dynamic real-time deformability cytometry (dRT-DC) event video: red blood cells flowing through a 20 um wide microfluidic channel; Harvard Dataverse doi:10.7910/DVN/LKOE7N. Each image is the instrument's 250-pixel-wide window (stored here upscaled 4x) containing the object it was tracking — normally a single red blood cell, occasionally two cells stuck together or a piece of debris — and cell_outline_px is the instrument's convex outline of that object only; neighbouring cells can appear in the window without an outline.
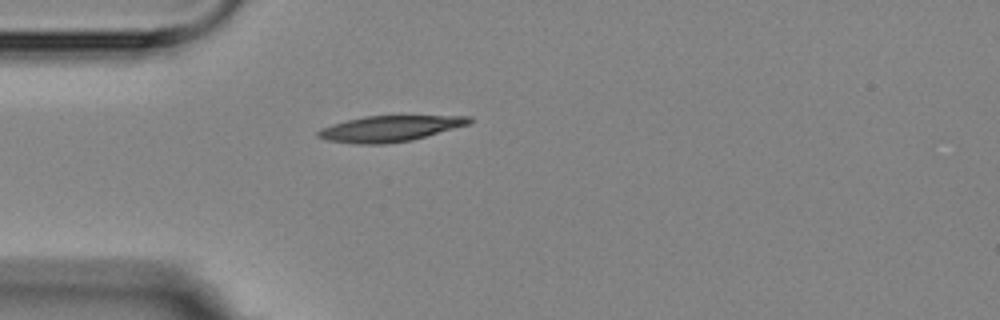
{"species": "Egyptian fruit bat (a non-hibernating species)", "species_latin": "Rousettus aegyptiacus", "temperature_condition": "room temperature", "stored_images_in_passage": 1, "camera_frame_rate_fps": 3000, "um_per_image_px": 0.085, "animal": {"sex": "female"}, "frame": {"image": 1, "passage_image": 1, "time_ms": 0.0, "image_size_px": [1000, 320], "cell_outline_px": [[472, 120], [468, 124], [412, 140], [384, 144], [360, 144], [328, 140], [316, 136], [316, 132], [320, 128], [332, 124], [364, 116], [472, 116]], "centroid_in_image_um": [33.1, 10.93], "position_along_channel_um": 51.9, "area_um2": 22.48}}